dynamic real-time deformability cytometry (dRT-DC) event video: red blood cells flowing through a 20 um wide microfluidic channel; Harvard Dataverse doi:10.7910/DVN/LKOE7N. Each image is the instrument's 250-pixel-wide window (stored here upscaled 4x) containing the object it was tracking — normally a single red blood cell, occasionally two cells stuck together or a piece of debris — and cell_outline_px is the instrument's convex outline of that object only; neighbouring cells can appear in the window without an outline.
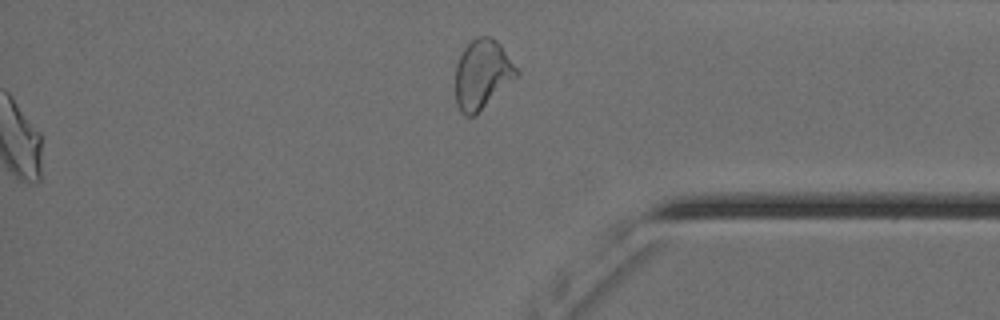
{"species": "Egyptian fruit bat (a non-hibernating species)", "species_latin": "Rousettus aegyptiacus", "temperature_condition": "cold", "stored_images_in_passage": 62, "segment_of_instrument_passage": [2, 2], "camera_frame_rate_fps": 3000, "um_per_image_px": 0.085, "animal": {"sex": "female"}, "frame": {"image": 1, "passage_image": 62, "time_ms": 20.333, "image_size_px": [1000, 320], "cell_outline_px": [[520, 72], [476, 116], [464, 116], [460, 112], [456, 104], [456, 64], [460, 52], [476, 36], [492, 36], [500, 44]], "centroid_in_image_um": [40.96, 6.32], "position_along_channel_um": 394.2, "area_um2": 24.74}}